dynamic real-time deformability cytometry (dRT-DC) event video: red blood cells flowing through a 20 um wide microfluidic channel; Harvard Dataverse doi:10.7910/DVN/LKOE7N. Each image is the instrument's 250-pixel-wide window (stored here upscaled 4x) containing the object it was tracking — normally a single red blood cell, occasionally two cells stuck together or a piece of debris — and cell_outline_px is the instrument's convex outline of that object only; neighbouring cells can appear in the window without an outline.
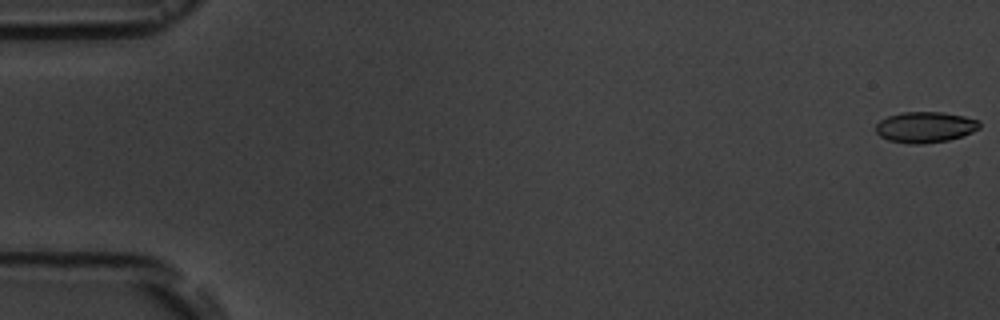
{"species": "common noctule bat (a hibernating species)", "species_latin": "Nyctalus noctula", "temperature_condition": "room temperature", "stored_images_in_passage": 6, "camera_frame_rate_fps": 3000, "um_per_image_px": 0.085, "animal": {"sex": "male", "body_mass_g": 19.5, "forearm_length_mm": 54.6}, "frame": {"image": 1, "passage_image": 1, "time_ms": 0.0, "image_size_px": [1000, 320], "cell_outline_px": [[980, 128], [972, 132], [948, 140], [920, 144], [912, 144], [888, 140], [880, 136], [876, 132], [876, 124], [880, 120], [888, 116], [904, 112], [940, 112], [964, 116], [980, 120]], "centroid_in_image_um": [78.64, 10.8], "position_along_channel_um": 6.4, "area_um2": 18.55}}
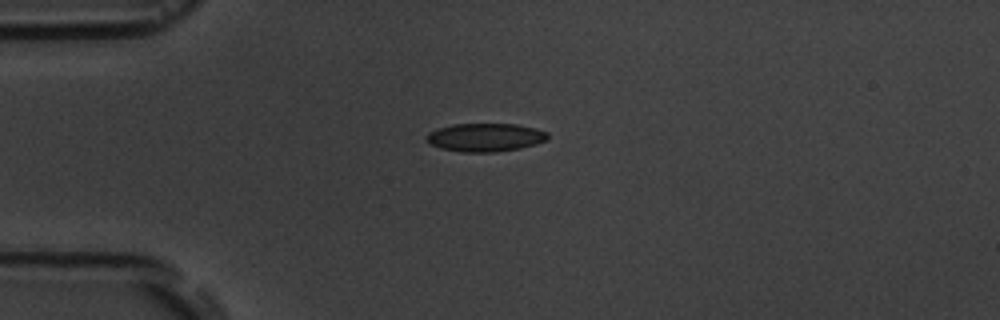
{"frame": {"image": 2, "passage_image": 5, "time_ms": 4.667, "image_size_px": [1000, 320], "cell_outline_px": [[548, 140], [536, 144], [520, 148], [496, 152], [460, 152], [440, 148], [428, 144], [424, 140], [424, 136], [428, 132], [436, 128], [452, 124], [516, 124], [536, 128], [548, 132]], "centroid_in_image_um": [41.2, 11.68], "position_along_channel_um": 43.8, "area_um2": 20.4}}